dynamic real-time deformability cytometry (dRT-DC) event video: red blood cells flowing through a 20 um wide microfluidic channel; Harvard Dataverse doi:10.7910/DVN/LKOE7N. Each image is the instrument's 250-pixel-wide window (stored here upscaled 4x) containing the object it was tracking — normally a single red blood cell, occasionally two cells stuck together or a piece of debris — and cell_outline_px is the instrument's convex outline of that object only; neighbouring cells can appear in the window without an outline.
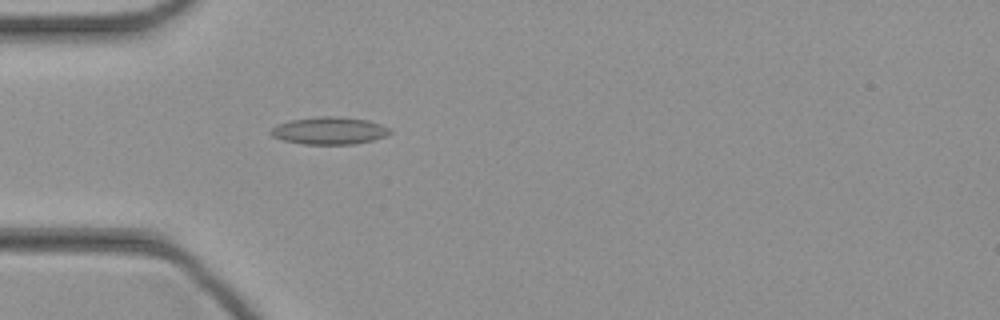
{"species": "common noctule bat (a hibernating species)", "species_latin": "Nyctalus noctula", "temperature_condition": "cold", "stored_images_in_passage": 45, "camera_frame_rate_fps": 3000, "um_per_image_px": 0.085, "animal": {"sex": "female", "body_mass_g": 21.9}, "frame": {"image": 1, "passage_image": 13, "time_ms": 4.0, "image_size_px": [1000, 320], "cell_outline_px": [[392, 132], [384, 136], [372, 140], [356, 144], [304, 144], [284, 140], [272, 136], [268, 132], [276, 124], [292, 120], [320, 116], [336, 116], [368, 120], [392, 128]], "centroid_in_image_um": [28.0, 11.1], "position_along_channel_um": 57.0, "area_um2": 19.02}}
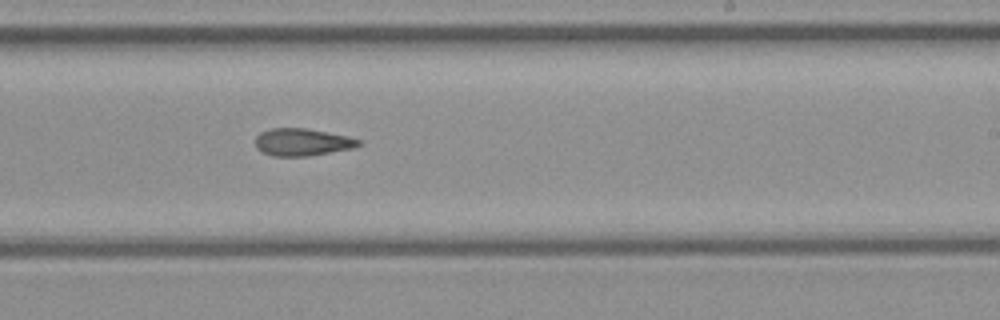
{"frame": {"image": 2, "passage_image": 27, "time_ms": 8.667, "image_size_px": [1000, 320], "cell_outline_px": [[364, 144], [352, 148], [308, 156], [272, 156], [256, 148], [256, 136], [260, 132], [272, 128], [308, 128], [348, 136], [360, 140]], "centroid_in_image_um": [25.7, 12.07], "position_along_channel_um": 263.3, "area_um2": 16.47}}
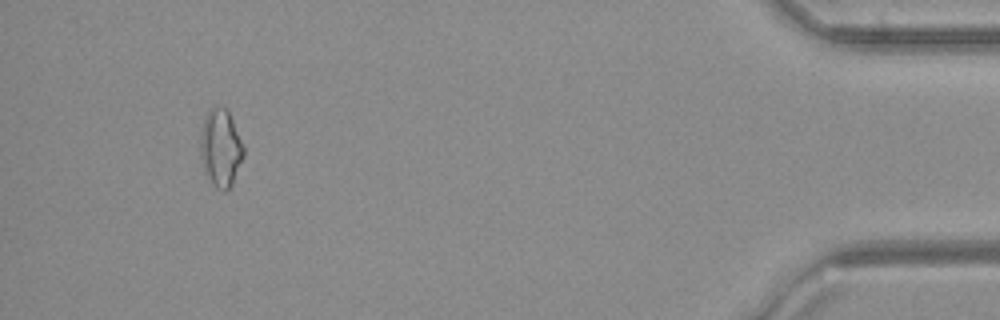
{"frame": {"image": 3, "passage_image": 42, "time_ms": 13.667, "image_size_px": [1000, 320], "cell_outline_px": [[244, 156], [232, 184], [224, 192], [216, 188], [212, 184], [204, 168], [200, 156], [200, 128], [204, 116], [212, 104], [224, 108], [228, 112], [244, 144]], "centroid_in_image_um": [18.74, 12.54], "position_along_channel_um": 416.5, "area_um2": 19.77}}